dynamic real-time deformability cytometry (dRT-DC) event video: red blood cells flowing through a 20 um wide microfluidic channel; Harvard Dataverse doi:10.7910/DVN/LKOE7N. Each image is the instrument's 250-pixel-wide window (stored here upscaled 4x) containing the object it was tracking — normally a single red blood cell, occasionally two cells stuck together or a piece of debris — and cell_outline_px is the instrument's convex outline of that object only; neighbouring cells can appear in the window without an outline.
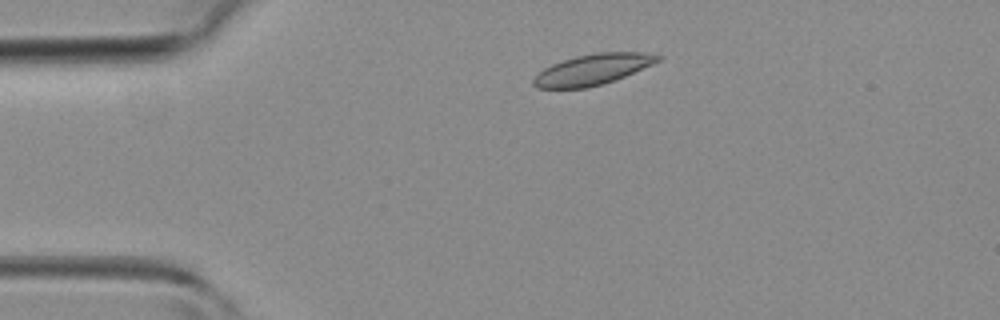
{"species": "common noctule bat (a hibernating species)", "species_latin": "Nyctalus noctula", "temperature_condition": "room temperature", "stored_images_in_passage": 35, "camera_frame_rate_fps": 3000, "um_per_image_px": 0.085, "animal": {"sex": "female", "body_mass_g": 19.3, "forearm_length_mm": 54.1}, "frame": {"image": 1, "passage_image": 1, "time_ms": 0.0, "image_size_px": [1000, 320], "cell_outline_px": [[664, 56], [660, 60], [652, 64], [624, 76], [588, 88], [536, 88], [532, 84], [532, 80], [544, 68], [552, 64], [576, 56], [596, 52], [644, 52]], "centroid_in_image_um": [50.37, 5.9], "position_along_channel_um": 34.6, "area_um2": 22.02}}
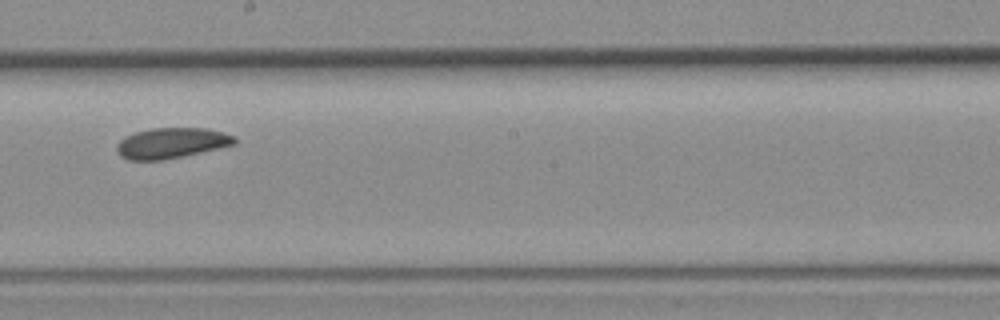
{"frame": {"image": 2, "passage_image": 16, "time_ms": 5.0, "image_size_px": [1000, 320], "cell_outline_px": [[236, 144], [164, 160], [128, 160], [120, 156], [116, 152], [116, 144], [120, 140], [136, 132], [152, 128], [208, 128], [236, 136]], "centroid_in_image_um": [14.56, 12.16], "position_along_channel_um": 233.6, "area_um2": 20.92}}
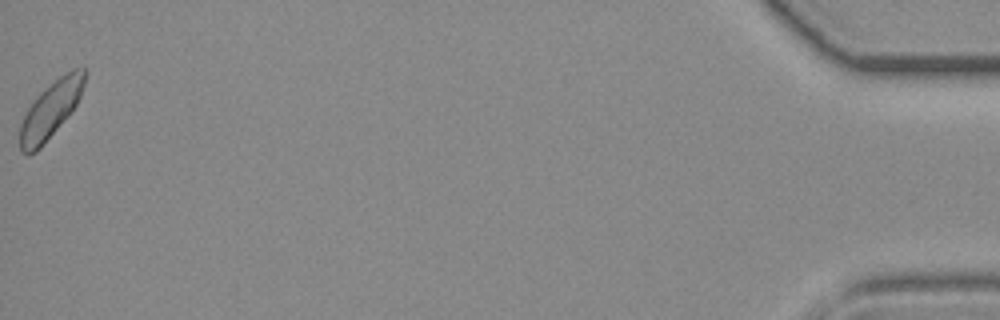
{"frame": {"image": 3, "passage_image": 35, "time_ms": 11.333, "image_size_px": [1000, 320], "cell_outline_px": [[88, 72], [80, 96], [76, 104], [40, 148], [36, 152], [20, 152], [20, 124], [28, 108], [36, 96], [44, 88], [60, 76], [72, 68], [84, 68]], "centroid_in_image_um": [4.31, 9.27], "position_along_channel_um": 430.9, "area_um2": 20.87}}